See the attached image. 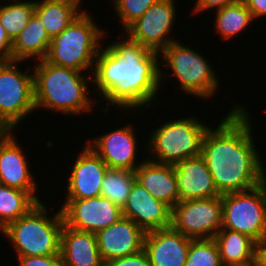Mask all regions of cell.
<instances>
[{"label": "cell", "mask_w": 266, "mask_h": 266, "mask_svg": "<svg viewBox=\"0 0 266 266\" xmlns=\"http://www.w3.org/2000/svg\"><path fill=\"white\" fill-rule=\"evenodd\" d=\"M159 58V53L127 36L107 44L98 52L92 74L97 95L111 107L121 109V113L139 110L141 114L143 107H150L157 99L161 81L167 75Z\"/></svg>", "instance_id": "6da1fadb"}, {"label": "cell", "mask_w": 266, "mask_h": 266, "mask_svg": "<svg viewBox=\"0 0 266 266\" xmlns=\"http://www.w3.org/2000/svg\"><path fill=\"white\" fill-rule=\"evenodd\" d=\"M235 105L202 142L201 156L220 195L246 191L266 180V168L256 150L250 115Z\"/></svg>", "instance_id": "7a4b0ae2"}, {"label": "cell", "mask_w": 266, "mask_h": 266, "mask_svg": "<svg viewBox=\"0 0 266 266\" xmlns=\"http://www.w3.org/2000/svg\"><path fill=\"white\" fill-rule=\"evenodd\" d=\"M31 69L34 75V102L36 109H50L62 115H81L93 111L94 102L90 96L88 83L92 75L60 67L45 59L36 62Z\"/></svg>", "instance_id": "3957f363"}, {"label": "cell", "mask_w": 266, "mask_h": 266, "mask_svg": "<svg viewBox=\"0 0 266 266\" xmlns=\"http://www.w3.org/2000/svg\"><path fill=\"white\" fill-rule=\"evenodd\" d=\"M47 204L39 202L26 215L9 223L1 232L12 242L16 257L60 254V236L64 219L59 208L48 215Z\"/></svg>", "instance_id": "277c9868"}, {"label": "cell", "mask_w": 266, "mask_h": 266, "mask_svg": "<svg viewBox=\"0 0 266 266\" xmlns=\"http://www.w3.org/2000/svg\"><path fill=\"white\" fill-rule=\"evenodd\" d=\"M89 13L84 10L67 28L51 39L45 57L47 62L85 73L88 70L93 74L96 57L106 32L96 25L92 13Z\"/></svg>", "instance_id": "5b68a950"}, {"label": "cell", "mask_w": 266, "mask_h": 266, "mask_svg": "<svg viewBox=\"0 0 266 266\" xmlns=\"http://www.w3.org/2000/svg\"><path fill=\"white\" fill-rule=\"evenodd\" d=\"M209 127L194 116L163 122L150 132L147 159L175 166L187 158L201 155L203 138Z\"/></svg>", "instance_id": "8992f818"}, {"label": "cell", "mask_w": 266, "mask_h": 266, "mask_svg": "<svg viewBox=\"0 0 266 266\" xmlns=\"http://www.w3.org/2000/svg\"><path fill=\"white\" fill-rule=\"evenodd\" d=\"M160 58L178 81L182 91L201 99L213 98L218 91L219 78L206 57L195 49L180 44L178 40L170 43ZM173 73V74H172ZM213 96V97H212Z\"/></svg>", "instance_id": "52a82bcc"}, {"label": "cell", "mask_w": 266, "mask_h": 266, "mask_svg": "<svg viewBox=\"0 0 266 266\" xmlns=\"http://www.w3.org/2000/svg\"><path fill=\"white\" fill-rule=\"evenodd\" d=\"M221 229L240 232L256 243L266 238V180L249 190L221 195Z\"/></svg>", "instance_id": "ba28073f"}, {"label": "cell", "mask_w": 266, "mask_h": 266, "mask_svg": "<svg viewBox=\"0 0 266 266\" xmlns=\"http://www.w3.org/2000/svg\"><path fill=\"white\" fill-rule=\"evenodd\" d=\"M222 223L221 196L183 200L172 208L171 226L191 239L213 238Z\"/></svg>", "instance_id": "9c48e42d"}, {"label": "cell", "mask_w": 266, "mask_h": 266, "mask_svg": "<svg viewBox=\"0 0 266 266\" xmlns=\"http://www.w3.org/2000/svg\"><path fill=\"white\" fill-rule=\"evenodd\" d=\"M19 64L21 61L0 63V112L14 127L36 110L34 75L19 70Z\"/></svg>", "instance_id": "30bf717a"}, {"label": "cell", "mask_w": 266, "mask_h": 266, "mask_svg": "<svg viewBox=\"0 0 266 266\" xmlns=\"http://www.w3.org/2000/svg\"><path fill=\"white\" fill-rule=\"evenodd\" d=\"M175 0H160L152 4L146 12L124 32L127 37L140 43L150 51L161 53L174 38L168 37L176 20Z\"/></svg>", "instance_id": "8fae6325"}, {"label": "cell", "mask_w": 266, "mask_h": 266, "mask_svg": "<svg viewBox=\"0 0 266 266\" xmlns=\"http://www.w3.org/2000/svg\"><path fill=\"white\" fill-rule=\"evenodd\" d=\"M60 209L66 226L84 232L97 233L123 216L118 205L102 196L65 200Z\"/></svg>", "instance_id": "7c38bea8"}, {"label": "cell", "mask_w": 266, "mask_h": 266, "mask_svg": "<svg viewBox=\"0 0 266 266\" xmlns=\"http://www.w3.org/2000/svg\"><path fill=\"white\" fill-rule=\"evenodd\" d=\"M133 124L87 140V145L106 163L109 169L134 171L137 163L138 143Z\"/></svg>", "instance_id": "4fadbf2b"}, {"label": "cell", "mask_w": 266, "mask_h": 266, "mask_svg": "<svg viewBox=\"0 0 266 266\" xmlns=\"http://www.w3.org/2000/svg\"><path fill=\"white\" fill-rule=\"evenodd\" d=\"M122 215L131 219L145 232L171 227L172 208L155 199L136 180L122 208Z\"/></svg>", "instance_id": "5bb4252c"}, {"label": "cell", "mask_w": 266, "mask_h": 266, "mask_svg": "<svg viewBox=\"0 0 266 266\" xmlns=\"http://www.w3.org/2000/svg\"><path fill=\"white\" fill-rule=\"evenodd\" d=\"M67 181L65 200L88 199L100 196L103 176L108 166L87 145L78 155Z\"/></svg>", "instance_id": "9a60e30c"}, {"label": "cell", "mask_w": 266, "mask_h": 266, "mask_svg": "<svg viewBox=\"0 0 266 266\" xmlns=\"http://www.w3.org/2000/svg\"><path fill=\"white\" fill-rule=\"evenodd\" d=\"M146 232L131 219L122 216L117 222L96 233L104 262L135 254L144 248Z\"/></svg>", "instance_id": "2e32d148"}, {"label": "cell", "mask_w": 266, "mask_h": 266, "mask_svg": "<svg viewBox=\"0 0 266 266\" xmlns=\"http://www.w3.org/2000/svg\"><path fill=\"white\" fill-rule=\"evenodd\" d=\"M190 242L171 226L146 232L143 249L151 266H185Z\"/></svg>", "instance_id": "e0dca14e"}, {"label": "cell", "mask_w": 266, "mask_h": 266, "mask_svg": "<svg viewBox=\"0 0 266 266\" xmlns=\"http://www.w3.org/2000/svg\"><path fill=\"white\" fill-rule=\"evenodd\" d=\"M20 146L15 136L0 140V183L27 191L38 203L42 202L35 195L38 185Z\"/></svg>", "instance_id": "ac0fdd59"}, {"label": "cell", "mask_w": 266, "mask_h": 266, "mask_svg": "<svg viewBox=\"0 0 266 266\" xmlns=\"http://www.w3.org/2000/svg\"><path fill=\"white\" fill-rule=\"evenodd\" d=\"M174 172L179 201L221 196L201 155L181 161L174 166Z\"/></svg>", "instance_id": "d6986e66"}, {"label": "cell", "mask_w": 266, "mask_h": 266, "mask_svg": "<svg viewBox=\"0 0 266 266\" xmlns=\"http://www.w3.org/2000/svg\"><path fill=\"white\" fill-rule=\"evenodd\" d=\"M60 256L64 266H104L96 233L84 232L63 225Z\"/></svg>", "instance_id": "ffe728a7"}, {"label": "cell", "mask_w": 266, "mask_h": 266, "mask_svg": "<svg viewBox=\"0 0 266 266\" xmlns=\"http://www.w3.org/2000/svg\"><path fill=\"white\" fill-rule=\"evenodd\" d=\"M134 171L136 181L155 199L163 201L171 208L179 202L174 165L159 164L146 157Z\"/></svg>", "instance_id": "44dd1931"}, {"label": "cell", "mask_w": 266, "mask_h": 266, "mask_svg": "<svg viewBox=\"0 0 266 266\" xmlns=\"http://www.w3.org/2000/svg\"><path fill=\"white\" fill-rule=\"evenodd\" d=\"M223 266H255L256 242L245 234L220 229L213 237Z\"/></svg>", "instance_id": "7402d4cb"}, {"label": "cell", "mask_w": 266, "mask_h": 266, "mask_svg": "<svg viewBox=\"0 0 266 266\" xmlns=\"http://www.w3.org/2000/svg\"><path fill=\"white\" fill-rule=\"evenodd\" d=\"M80 6L81 0H36L35 14L52 39L84 11Z\"/></svg>", "instance_id": "603a6c76"}, {"label": "cell", "mask_w": 266, "mask_h": 266, "mask_svg": "<svg viewBox=\"0 0 266 266\" xmlns=\"http://www.w3.org/2000/svg\"><path fill=\"white\" fill-rule=\"evenodd\" d=\"M51 38L42 25L41 20L34 13L27 23L26 27L13 40L12 56L13 61L36 59L37 61L45 59Z\"/></svg>", "instance_id": "cb8c5ba5"}, {"label": "cell", "mask_w": 266, "mask_h": 266, "mask_svg": "<svg viewBox=\"0 0 266 266\" xmlns=\"http://www.w3.org/2000/svg\"><path fill=\"white\" fill-rule=\"evenodd\" d=\"M38 202L27 192L0 183V231L26 215Z\"/></svg>", "instance_id": "d4e9b609"}, {"label": "cell", "mask_w": 266, "mask_h": 266, "mask_svg": "<svg viewBox=\"0 0 266 266\" xmlns=\"http://www.w3.org/2000/svg\"><path fill=\"white\" fill-rule=\"evenodd\" d=\"M215 30L222 39H232L255 19L243 1L216 9Z\"/></svg>", "instance_id": "484cf974"}, {"label": "cell", "mask_w": 266, "mask_h": 266, "mask_svg": "<svg viewBox=\"0 0 266 266\" xmlns=\"http://www.w3.org/2000/svg\"><path fill=\"white\" fill-rule=\"evenodd\" d=\"M135 180V171L108 168L103 176L100 196L108 198L122 209Z\"/></svg>", "instance_id": "4316f807"}, {"label": "cell", "mask_w": 266, "mask_h": 266, "mask_svg": "<svg viewBox=\"0 0 266 266\" xmlns=\"http://www.w3.org/2000/svg\"><path fill=\"white\" fill-rule=\"evenodd\" d=\"M9 4L0 5V24L13 41L26 27L35 13V1L10 0ZM14 1V2H13Z\"/></svg>", "instance_id": "83f0119b"}, {"label": "cell", "mask_w": 266, "mask_h": 266, "mask_svg": "<svg viewBox=\"0 0 266 266\" xmlns=\"http://www.w3.org/2000/svg\"><path fill=\"white\" fill-rule=\"evenodd\" d=\"M185 266H223L214 239H191Z\"/></svg>", "instance_id": "f1b7e54d"}, {"label": "cell", "mask_w": 266, "mask_h": 266, "mask_svg": "<svg viewBox=\"0 0 266 266\" xmlns=\"http://www.w3.org/2000/svg\"><path fill=\"white\" fill-rule=\"evenodd\" d=\"M158 1L160 0H113V7L120 18L123 31Z\"/></svg>", "instance_id": "f546056e"}, {"label": "cell", "mask_w": 266, "mask_h": 266, "mask_svg": "<svg viewBox=\"0 0 266 266\" xmlns=\"http://www.w3.org/2000/svg\"><path fill=\"white\" fill-rule=\"evenodd\" d=\"M104 266H151V264L147 253L143 249L132 255L108 260Z\"/></svg>", "instance_id": "4dcf8cb0"}, {"label": "cell", "mask_w": 266, "mask_h": 266, "mask_svg": "<svg viewBox=\"0 0 266 266\" xmlns=\"http://www.w3.org/2000/svg\"><path fill=\"white\" fill-rule=\"evenodd\" d=\"M19 266H64L59 255L17 257Z\"/></svg>", "instance_id": "1f68e13d"}, {"label": "cell", "mask_w": 266, "mask_h": 266, "mask_svg": "<svg viewBox=\"0 0 266 266\" xmlns=\"http://www.w3.org/2000/svg\"><path fill=\"white\" fill-rule=\"evenodd\" d=\"M12 44L13 41L9 38L6 30L0 24V63L13 61Z\"/></svg>", "instance_id": "d6a6232c"}, {"label": "cell", "mask_w": 266, "mask_h": 266, "mask_svg": "<svg viewBox=\"0 0 266 266\" xmlns=\"http://www.w3.org/2000/svg\"><path fill=\"white\" fill-rule=\"evenodd\" d=\"M242 0H196V5L194 6L193 13H200L204 10H212L213 8H223L231 4L238 3Z\"/></svg>", "instance_id": "836d02e7"}, {"label": "cell", "mask_w": 266, "mask_h": 266, "mask_svg": "<svg viewBox=\"0 0 266 266\" xmlns=\"http://www.w3.org/2000/svg\"><path fill=\"white\" fill-rule=\"evenodd\" d=\"M251 11L254 19L266 16V0H242Z\"/></svg>", "instance_id": "e575fe53"}, {"label": "cell", "mask_w": 266, "mask_h": 266, "mask_svg": "<svg viewBox=\"0 0 266 266\" xmlns=\"http://www.w3.org/2000/svg\"><path fill=\"white\" fill-rule=\"evenodd\" d=\"M12 129L15 130V127L0 112V140L14 136Z\"/></svg>", "instance_id": "d590c367"}, {"label": "cell", "mask_w": 266, "mask_h": 266, "mask_svg": "<svg viewBox=\"0 0 266 266\" xmlns=\"http://www.w3.org/2000/svg\"><path fill=\"white\" fill-rule=\"evenodd\" d=\"M255 266H266V238L256 244Z\"/></svg>", "instance_id": "8d00e7d4"}]
</instances>
